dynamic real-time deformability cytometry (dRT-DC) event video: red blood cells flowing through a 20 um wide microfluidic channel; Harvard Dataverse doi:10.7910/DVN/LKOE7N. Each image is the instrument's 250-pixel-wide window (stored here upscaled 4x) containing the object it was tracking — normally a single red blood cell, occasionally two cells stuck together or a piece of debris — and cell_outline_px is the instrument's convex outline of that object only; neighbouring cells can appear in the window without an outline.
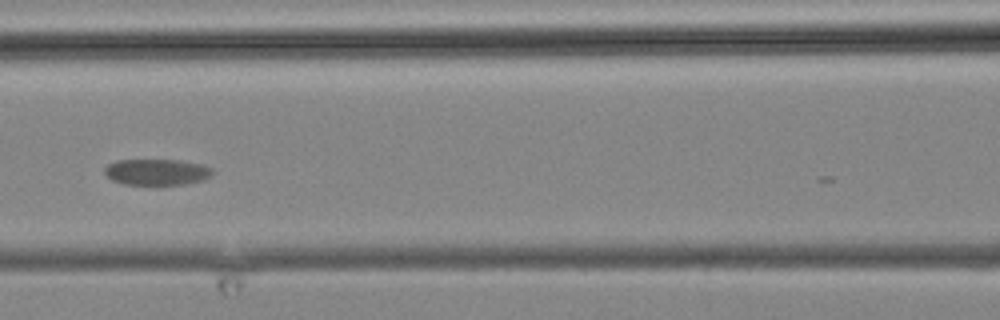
{"species": "common noctule bat (a hibernating species)", "species_latin": "Nyctalus noctula", "temperature_condition": "cold", "stored_images_in_passage": 6, "camera_frame_rate_fps": 3000, "um_per_image_px": 0.085, "animal": {"sex": "male", "body_mass_g": 19.2, "forearm_length_mm": 51.8}, "frame": {"image": 1, "passage_image": 4, "time_ms": 3.667, "image_size_px": [1000, 320], "cell_outline_px": [[212, 172], [204, 180], [184, 184], [156, 188], [124, 184], [112, 180], [104, 172], [104, 168], [108, 164], [116, 160], [180, 160], [200, 164], [212, 168]], "centroid_in_image_um": [13.29, 14.67], "position_along_channel_um": 153.3, "area_um2": 17.11}}
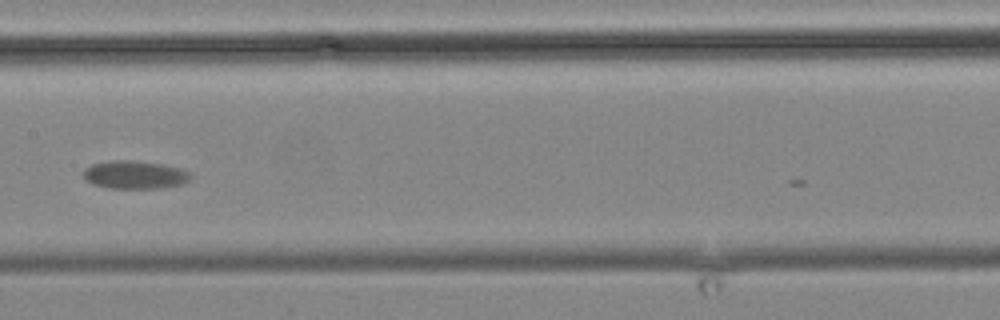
{"frame": {"image": 2, "passage_image": 5, "time_ms": 5.0, "image_size_px": [1000, 320], "cell_outline_px": [[192, 176], [184, 184], [164, 188], [108, 188], [92, 184], [84, 180], [84, 168], [92, 164], [112, 160], [128, 160], [164, 164], [180, 168], [188, 172]], "centroid_in_image_um": [11.45, 14.86], "position_along_channel_um": 196.0, "area_um2": 17.69}}